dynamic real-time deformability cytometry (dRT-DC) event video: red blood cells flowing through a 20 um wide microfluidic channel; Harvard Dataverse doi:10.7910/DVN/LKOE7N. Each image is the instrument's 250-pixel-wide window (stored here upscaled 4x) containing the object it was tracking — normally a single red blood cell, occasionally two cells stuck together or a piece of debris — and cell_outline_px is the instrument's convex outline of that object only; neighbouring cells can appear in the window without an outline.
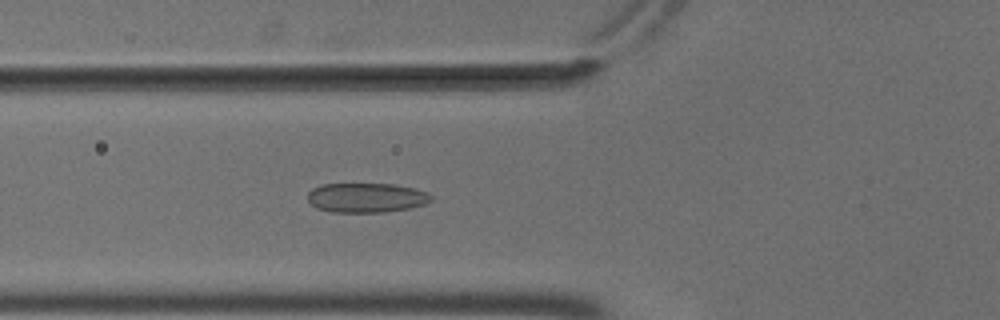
{"species": "common noctule bat (a hibernating species)", "species_latin": "Nyctalus noctula", "temperature_condition": "cold", "stored_images_in_passage": 50, "camera_frame_rate_fps": 3000, "um_per_image_px": 0.085, "animal": {"sex": "male", "body_mass_g": 18.8}, "frame": {"image": 1, "passage_image": 16, "time_ms": 5.0, "image_size_px": [1000, 320], "cell_outline_px": [[432, 200], [424, 204], [412, 208], [384, 212], [332, 212], [316, 208], [308, 200], [308, 192], [312, 188], [320, 184], [392, 184], [416, 188], [428, 192], [432, 196]], "centroid_in_image_um": [31.15, 16.8], "position_along_channel_um": 94.6, "area_um2": 21.44}}
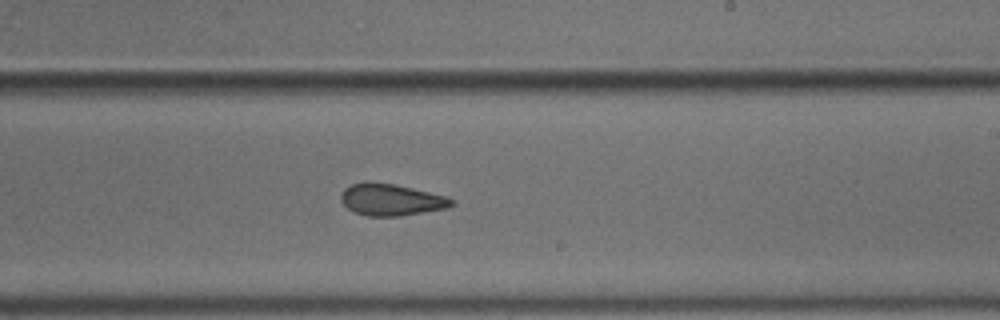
{"frame": {"image": 2, "passage_image": 29, "time_ms": 9.333, "image_size_px": [1000, 320], "cell_outline_px": [[456, 204], [448, 208], [400, 216], [368, 216], [352, 212], [340, 200], [340, 196], [344, 188], [352, 184], [364, 180], [372, 180], [396, 184], [444, 196], [456, 200]], "centroid_in_image_um": [33.22, 16.96], "position_along_channel_um": 255.8, "area_um2": 20.87}}
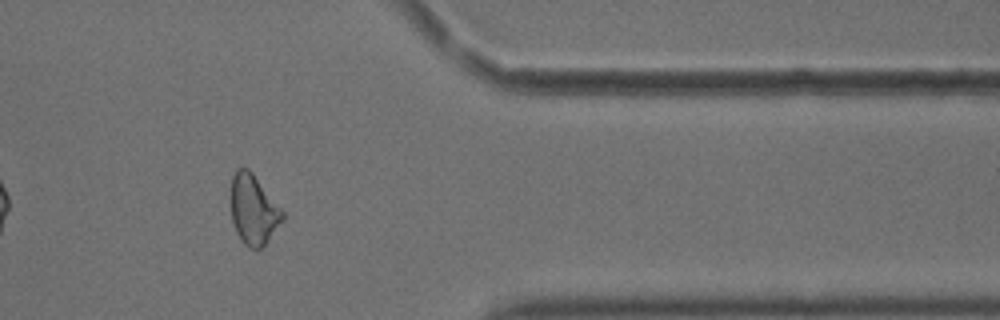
{"frame": {"image": 3, "passage_image": 41, "time_ms": 13.333, "image_size_px": [1000, 320], "cell_outline_px": [[284, 220], [268, 240], [260, 248], [252, 248], [244, 244], [236, 232], [232, 220], [232, 176], [236, 168], [248, 168], [252, 172], [284, 212]], "centroid_in_image_um": [21.55, 17.81], "position_along_channel_um": 389.8, "area_um2": 20.69}, "authors_computed_cell_mechanics": {"area_um2": 21.1548, "velocity_mm_per_s": 3.7018, "shape_relaxation_time_tau1_ms": null, "shape_relaxation_time_tau2_ms": 3.8503, "deformation_change_tau1": null, "deformation_change_tau2": 0.1045}}